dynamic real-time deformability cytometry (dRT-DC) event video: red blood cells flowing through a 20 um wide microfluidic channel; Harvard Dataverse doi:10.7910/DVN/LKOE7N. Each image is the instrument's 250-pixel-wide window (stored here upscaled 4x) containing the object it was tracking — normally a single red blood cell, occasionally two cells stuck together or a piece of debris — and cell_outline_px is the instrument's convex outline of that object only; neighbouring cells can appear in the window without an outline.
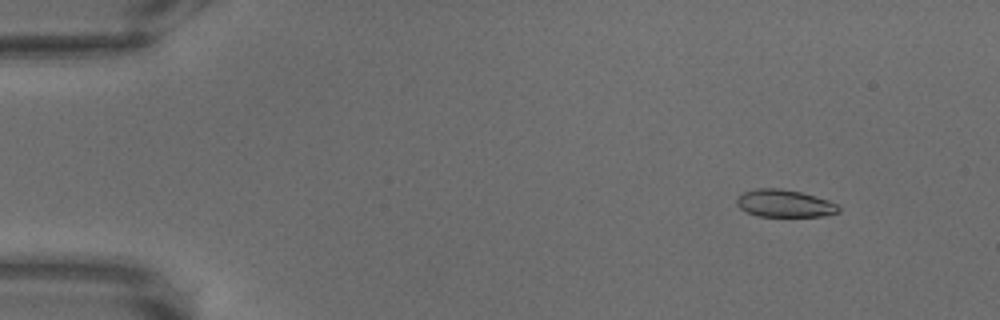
{"species": "common noctule bat (a hibernating species)", "species_latin": "Nyctalus noctula", "temperature_condition": "warm", "stored_images_in_passage": 12, "camera_frame_rate_fps": 3000, "um_per_image_px": 0.085, "animal": {"sex": "male", "body_mass_g": 18.8}, "frame": {"image": 1, "passage_image": 8, "time_ms": 2.333, "image_size_px": [1000, 320], "cell_outline_px": [[840, 212], [824, 216], [756, 216], [740, 208], [736, 204], [736, 196], [744, 192], [756, 188], [780, 188], [800, 192], [828, 200], [836, 204], [840, 208]], "centroid_in_image_um": [66.66, 17.29], "position_along_channel_um": 18.3, "area_um2": 16.3}}